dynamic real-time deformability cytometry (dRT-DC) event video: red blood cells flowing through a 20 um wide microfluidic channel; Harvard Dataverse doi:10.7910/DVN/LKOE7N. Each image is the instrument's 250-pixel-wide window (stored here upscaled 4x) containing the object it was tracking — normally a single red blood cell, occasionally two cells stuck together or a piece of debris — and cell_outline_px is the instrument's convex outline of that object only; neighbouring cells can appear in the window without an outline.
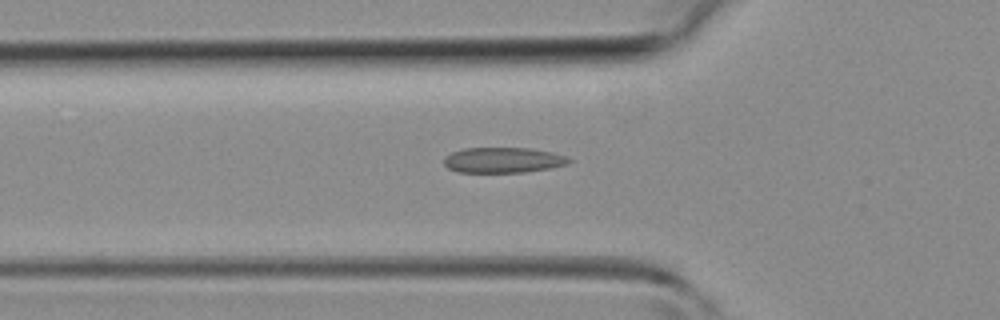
{"species": "common noctule bat (a hibernating species)", "species_latin": "Nyctalus noctula", "temperature_condition": "room temperature", "stored_images_in_passage": 39, "camera_frame_rate_fps": 3000, "um_per_image_px": 0.085, "animal": {"sex": "female", "body_mass_g": 19.3, "forearm_length_mm": 54.1}, "frame": {"image": 1, "passage_image": 11, "time_ms": 3.333, "image_size_px": [1000, 320], "cell_outline_px": [[572, 160], [568, 164], [552, 168], [524, 172], [456, 172], [448, 168], [444, 164], [444, 156], [452, 152], [464, 148], [528, 148], [552, 152], [568, 156]], "centroid_in_image_um": [42.78, 13.61], "position_along_channel_um": 83.0, "area_um2": 18.67}}
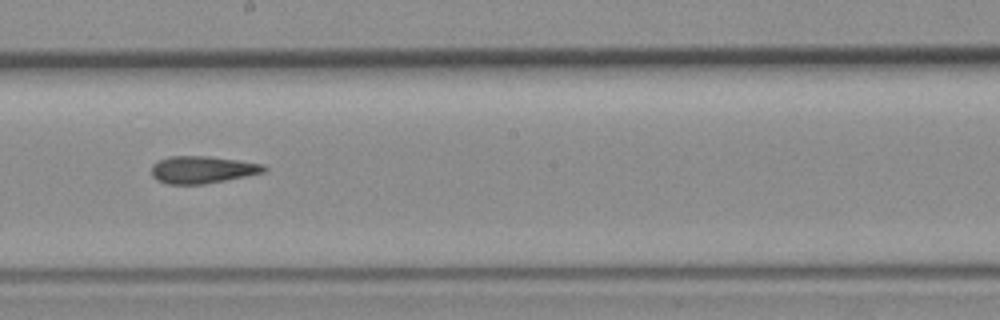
{"frame": {"image": 2, "passage_image": 20, "time_ms": 6.333, "image_size_px": [1000, 320], "cell_outline_px": [[268, 168], [264, 172], [204, 184], [168, 184], [156, 180], [152, 176], [152, 164], [160, 160], [172, 156], [208, 156], [264, 164]], "centroid_in_image_um": [17.18, 14.42], "position_along_channel_um": 231.0, "area_um2": 17.69}}
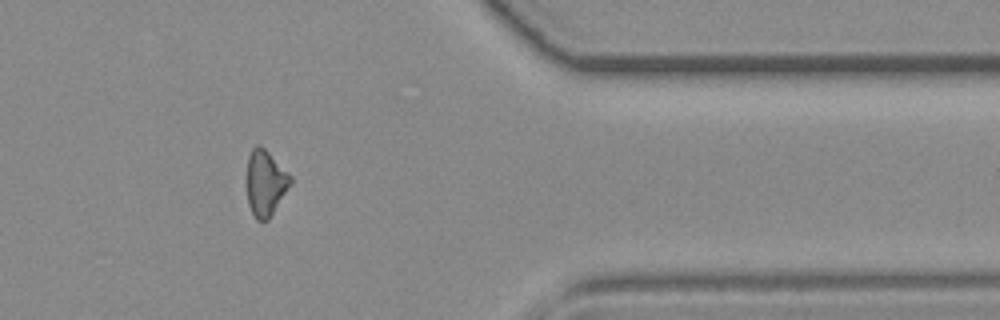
{"frame": {"image": 3, "passage_image": 31, "time_ms": 10.0, "image_size_px": [1000, 320], "cell_outline_px": [[292, 184], [268, 220], [256, 220], [248, 204], [244, 180], [248, 156], [252, 148], [256, 144], [260, 144], [292, 176]], "centroid_in_image_um": [22.52, 15.54], "position_along_channel_um": 388.9, "area_um2": 17.28}}